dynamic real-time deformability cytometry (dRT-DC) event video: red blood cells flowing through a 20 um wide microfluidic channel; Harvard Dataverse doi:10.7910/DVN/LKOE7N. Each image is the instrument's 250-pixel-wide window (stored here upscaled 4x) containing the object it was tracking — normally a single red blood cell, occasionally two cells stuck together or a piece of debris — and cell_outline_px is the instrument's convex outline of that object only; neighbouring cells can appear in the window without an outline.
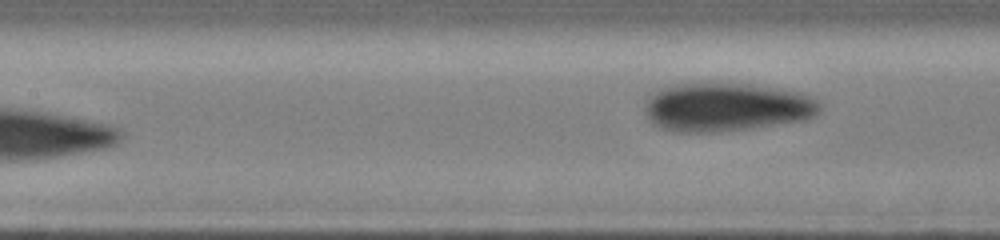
{"species": "human", "species_latin": "Homo sapiens", "temperature_condition": "cold", "stored_images_in_passage": 15, "segment_of_instrument_passage": [2, 2], "camera_frame_rate_fps": 3000, "um_per_image_px": 0.085, "donor": {"sex": "male"}, "frame": {"image": 1, "passage_image": 15, "time_ms": 6.333, "image_size_px": [1000, 240], "cell_outline_px": [[820, 108], [816, 116], [804, 120], [752, 128], [720, 132], [672, 132], [660, 128], [652, 124], [648, 120], [644, 104], [644, 100], [656, 88], [672, 84], [700, 80], [748, 84], [776, 88], [800, 92], [812, 96], [820, 104]], "centroid_in_image_um": [61.65, 9.07], "position_along_channel_um": 145.8, "area_um2": 51.15}}